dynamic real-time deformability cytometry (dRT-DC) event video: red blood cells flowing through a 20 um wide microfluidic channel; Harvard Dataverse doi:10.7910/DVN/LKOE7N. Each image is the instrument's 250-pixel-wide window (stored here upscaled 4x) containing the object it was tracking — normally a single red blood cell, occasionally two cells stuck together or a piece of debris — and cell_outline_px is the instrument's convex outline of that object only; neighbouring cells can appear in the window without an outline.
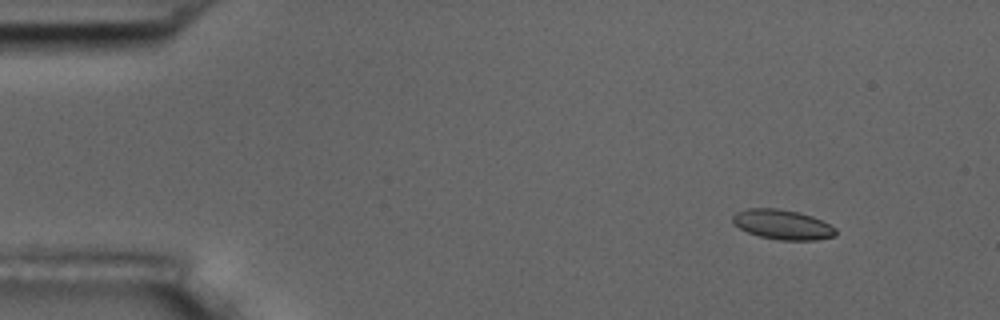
{"species": "common noctule bat (a hibernating species)", "species_latin": "Nyctalus noctula", "temperature_condition": "room temperature", "stored_images_in_passage": 5, "camera_frame_rate_fps": 3000, "um_per_image_px": 0.085, "animal": {"sex": "male", "body_mass_g": 17.5, "forearm_length_mm": 52.3}, "frame": {"image": 1, "passage_image": 2, "time_ms": 0.333, "image_size_px": [1000, 320], "cell_outline_px": [[836, 236], [816, 240], [780, 240], [760, 236], [748, 232], [740, 228], [732, 220], [732, 216], [736, 212], [748, 208], [776, 208], [800, 212], [812, 216], [836, 228]], "centroid_in_image_um": [66.53, 19.08], "position_along_channel_um": 18.5, "area_um2": 17.8}}
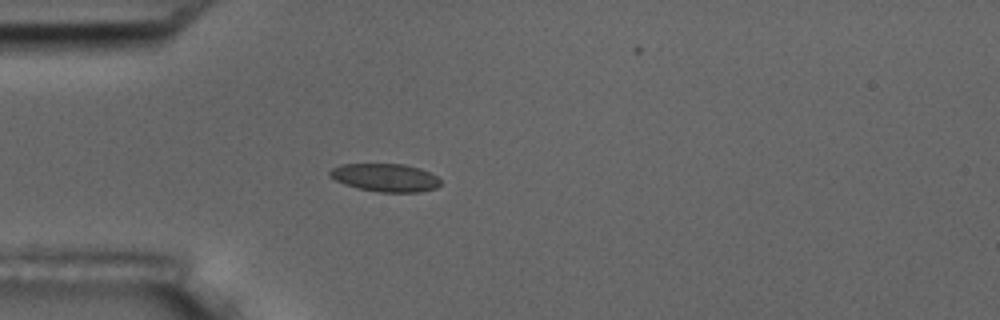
{"frame": {"image": 2, "passage_image": 5, "time_ms": 1.333, "image_size_px": [1000, 320], "cell_outline_px": [[440, 184], [436, 188], [420, 192], [380, 192], [360, 188], [344, 184], [328, 176], [328, 172], [332, 168], [340, 164], [404, 164], [420, 168], [436, 176], [440, 180]], "centroid_in_image_um": [32.73, 15.09], "position_along_channel_um": 52.3, "area_um2": 18.03}}